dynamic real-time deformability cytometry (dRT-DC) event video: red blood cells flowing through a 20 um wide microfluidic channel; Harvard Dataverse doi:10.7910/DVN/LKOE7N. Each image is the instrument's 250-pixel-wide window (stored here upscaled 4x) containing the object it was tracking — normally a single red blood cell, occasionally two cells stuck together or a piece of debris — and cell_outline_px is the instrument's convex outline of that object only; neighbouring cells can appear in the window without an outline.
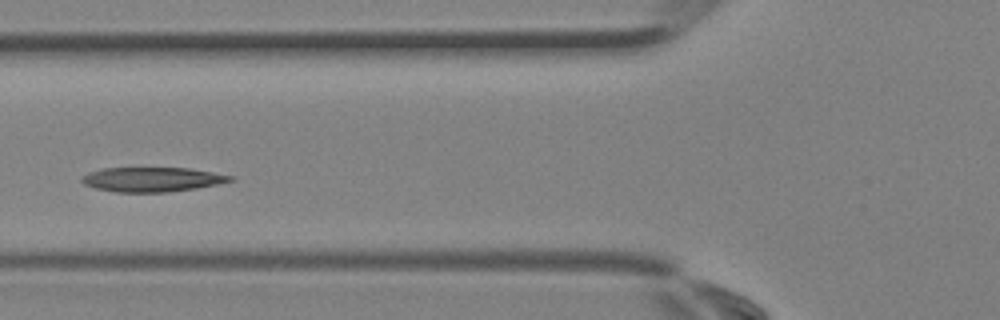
{"species": "Egyptian fruit bat (a non-hibernating species)", "species_latin": "Rousettus aegyptiacus", "temperature_condition": "room temperature", "stored_images_in_passage": 5, "segment_of_instrument_passage": [1, 2], "camera_frame_rate_fps": 3000, "um_per_image_px": 0.085, "animal": {"sex": "female"}, "frame": {"image": 1, "passage_image": 4, "time_ms": 1.0, "image_size_px": [1000, 320], "cell_outline_px": [[236, 180], [196, 188], [168, 192], [116, 192], [96, 188], [84, 184], [80, 180], [88, 172], [104, 168], [188, 168], [236, 176]], "centroid_in_image_um": [12.96, 15.25], "position_along_channel_um": 112.8, "area_um2": 21.15}}